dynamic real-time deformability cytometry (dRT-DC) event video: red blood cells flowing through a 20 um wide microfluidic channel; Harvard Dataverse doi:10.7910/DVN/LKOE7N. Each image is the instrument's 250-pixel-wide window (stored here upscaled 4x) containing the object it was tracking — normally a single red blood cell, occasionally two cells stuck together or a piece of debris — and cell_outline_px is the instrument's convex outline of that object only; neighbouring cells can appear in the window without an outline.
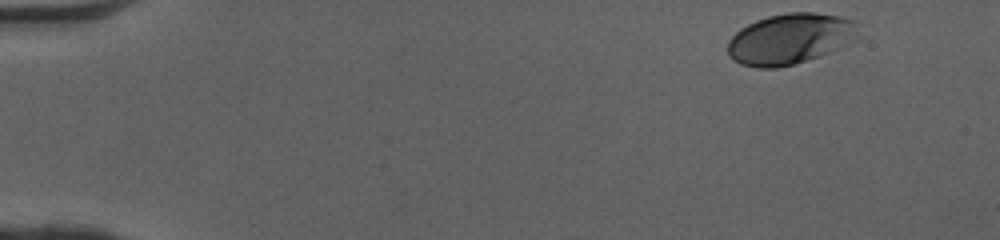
{"species": "human", "species_latin": "Homo sapiens", "temperature_condition": "cold", "stored_images_in_passage": 42, "camera_frame_rate_fps": 3000, "um_per_image_px": 0.085, "donor": {"sex": "female"}, "frame": {"image": 1, "passage_image": 1, "time_ms": 0.0, "image_size_px": [1000, 240], "cell_outline_px": [[856, 20], [848, 40], [840, 48], [832, 52], [820, 56], [792, 64], [776, 68], [756, 68], [740, 64], [732, 60], [728, 56], [728, 40], [740, 28], [756, 20], [768, 16], [788, 12], [816, 12], [840, 16]], "centroid_in_image_um": [67.03, 3.3], "position_along_channel_um": 18.0, "area_um2": 38.09}}
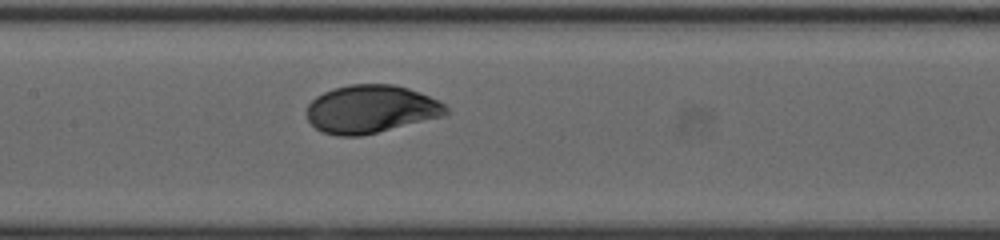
{"frame": {"image": 2, "passage_image": 22, "time_ms": 7.0, "image_size_px": [1000, 240], "cell_outline_px": [[448, 112], [444, 116], [360, 136], [336, 136], [324, 132], [316, 128], [308, 120], [308, 104], [316, 96], [332, 88], [348, 84], [392, 84], [408, 88], [420, 92], [440, 100], [448, 108]], "centroid_in_image_um": [31.54, 9.26], "position_along_channel_um": 175.9, "area_um2": 38.96}}
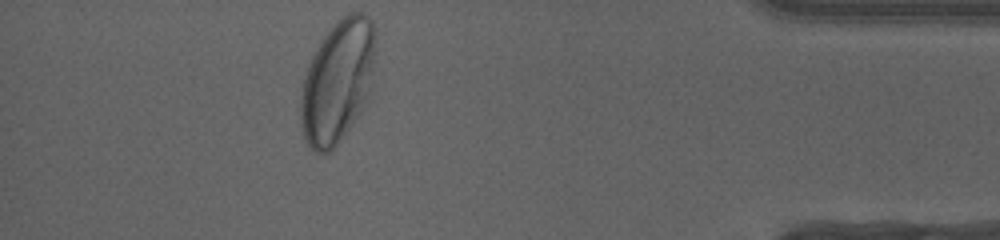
{"frame": {"image": 3, "passage_image": 42, "time_ms": 13.667, "image_size_px": [1000, 240], "cell_outline_px": [[376, 44], [372, 100], [340, 140], [328, 152], [316, 152], [308, 144], [304, 136], [300, 116], [300, 96], [304, 76], [308, 64], [316, 48], [324, 36], [348, 12], [364, 12], [372, 20], [376, 28]], "centroid_in_image_um": [28.77, 6.9], "position_along_channel_um": 406.4, "area_um2": 54.56}, "authors_computed_cell_mechanics": {"area_um2": 38.8705, "velocity_mm_per_s": 4.0602, "shape_relaxation_time_tau1_ms": 2.9681, "shape_relaxation_time_tau2_ms": null, "deformation_change_tau1": 0.1431, "deformation_change_tau2": null}}